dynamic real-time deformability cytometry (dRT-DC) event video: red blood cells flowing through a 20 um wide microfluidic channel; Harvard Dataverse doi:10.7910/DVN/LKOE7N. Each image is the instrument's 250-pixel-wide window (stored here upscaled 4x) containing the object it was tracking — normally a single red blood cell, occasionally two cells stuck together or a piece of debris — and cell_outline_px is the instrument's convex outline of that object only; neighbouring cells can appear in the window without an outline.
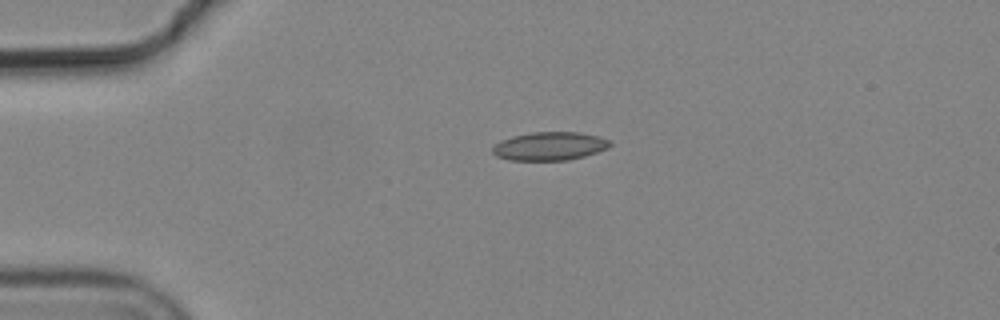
{"species": "common noctule bat (a hibernating species)", "species_latin": "Nyctalus noctula", "temperature_condition": "cold", "stored_images_in_passage": 2, "camera_frame_rate_fps": 3000, "um_per_image_px": 0.085, "animal": {"sex": "male", "body_mass_g": 19.2, "forearm_length_mm": 51.8}, "frame": {"image": 1, "passage_image": 1, "time_ms": 0.0, "image_size_px": [1000, 320], "cell_outline_px": [[612, 144], [608, 148], [584, 156], [568, 160], [508, 160], [496, 156], [492, 152], [492, 144], [500, 140], [512, 136], [532, 132], [580, 132], [600, 136], [612, 140]], "centroid_in_image_um": [46.71, 12.41], "position_along_channel_um": 38.3, "area_um2": 19.71}}